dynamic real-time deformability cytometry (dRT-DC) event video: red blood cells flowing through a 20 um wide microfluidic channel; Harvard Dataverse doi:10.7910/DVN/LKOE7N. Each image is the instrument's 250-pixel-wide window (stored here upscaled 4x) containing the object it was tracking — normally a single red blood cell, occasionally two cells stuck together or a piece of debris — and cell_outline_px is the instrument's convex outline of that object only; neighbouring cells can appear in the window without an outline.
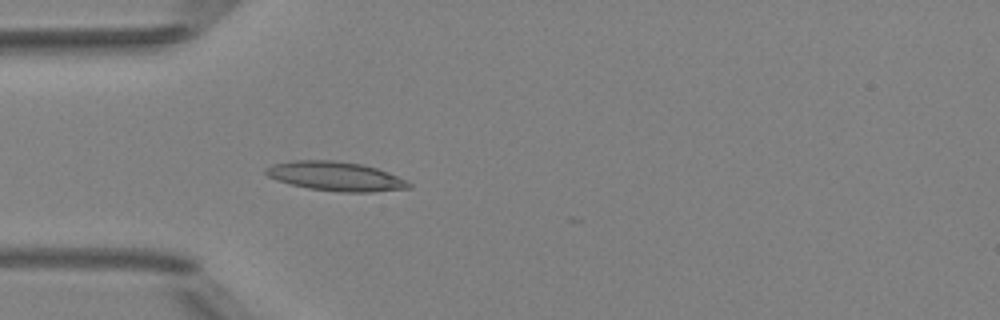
{"species": "Egyptian fruit bat (a non-hibernating species)", "species_latin": "Rousettus aegyptiacus", "temperature_condition": "room temperature", "stored_images_in_passage": 4, "camera_frame_rate_fps": 3000, "um_per_image_px": 0.085, "animal": {"sex": "female"}, "frame": {"image": 1, "passage_image": 4, "time_ms": 4.333, "image_size_px": [1000, 320], "cell_outline_px": [[412, 188], [372, 192], [340, 192], [308, 188], [276, 180], [268, 176], [264, 172], [264, 168], [272, 164], [292, 160], [332, 160], [360, 164], [376, 168], [388, 172], [408, 180], [412, 184]], "centroid_in_image_um": [28.54, 14.98], "position_along_channel_um": 56.5, "area_um2": 24.45}}